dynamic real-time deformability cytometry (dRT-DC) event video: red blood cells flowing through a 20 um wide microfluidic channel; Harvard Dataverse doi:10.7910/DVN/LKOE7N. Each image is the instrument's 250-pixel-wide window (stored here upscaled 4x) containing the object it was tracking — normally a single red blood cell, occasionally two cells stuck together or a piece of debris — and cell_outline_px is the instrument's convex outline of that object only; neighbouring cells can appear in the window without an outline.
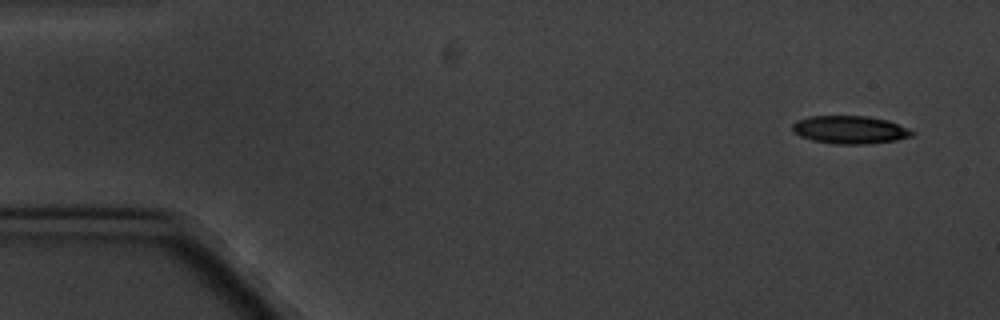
{"species": "common noctule bat (a hibernating species)", "species_latin": "Nyctalus noctula", "temperature_condition": "cold", "stored_images_in_passage": 8, "camera_frame_rate_fps": 3000, "um_per_image_px": 0.085, "animal": {"sex": "male", "body_mass_g": 20.1, "forearm_length_mm": 53.5}, "frame": {"image": 1, "passage_image": 2, "time_ms": 1.0, "image_size_px": [1000, 320], "cell_outline_px": [[916, 132], [912, 136], [896, 140], [868, 144], [836, 144], [812, 140], [800, 136], [792, 132], [792, 124], [796, 120], [808, 116], [864, 116], [888, 120], [908, 128]], "centroid_in_image_um": [72.22, 11.03], "position_along_channel_um": 12.8, "area_um2": 19.59}}
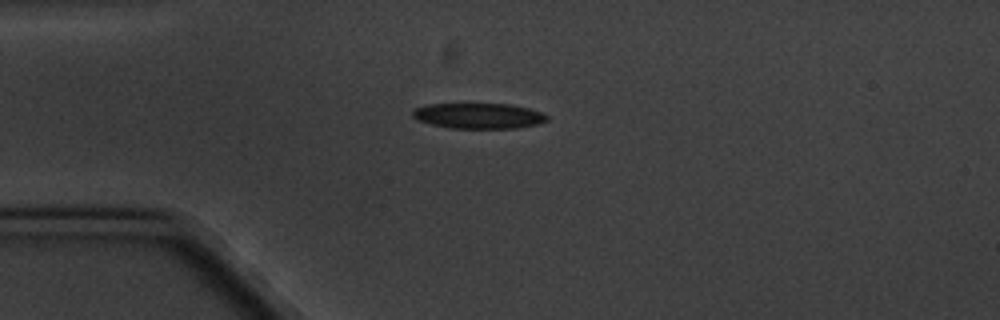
{"frame": {"image": 2, "passage_image": 5, "time_ms": 4.667, "image_size_px": [1000, 320], "cell_outline_px": [[548, 120], [536, 124], [516, 128], [452, 128], [432, 124], [416, 120], [412, 116], [412, 112], [416, 108], [428, 104], [512, 104], [528, 108], [540, 112], [548, 116]], "centroid_in_image_um": [40.67, 9.84], "position_along_channel_um": 44.3, "area_um2": 19.83}}